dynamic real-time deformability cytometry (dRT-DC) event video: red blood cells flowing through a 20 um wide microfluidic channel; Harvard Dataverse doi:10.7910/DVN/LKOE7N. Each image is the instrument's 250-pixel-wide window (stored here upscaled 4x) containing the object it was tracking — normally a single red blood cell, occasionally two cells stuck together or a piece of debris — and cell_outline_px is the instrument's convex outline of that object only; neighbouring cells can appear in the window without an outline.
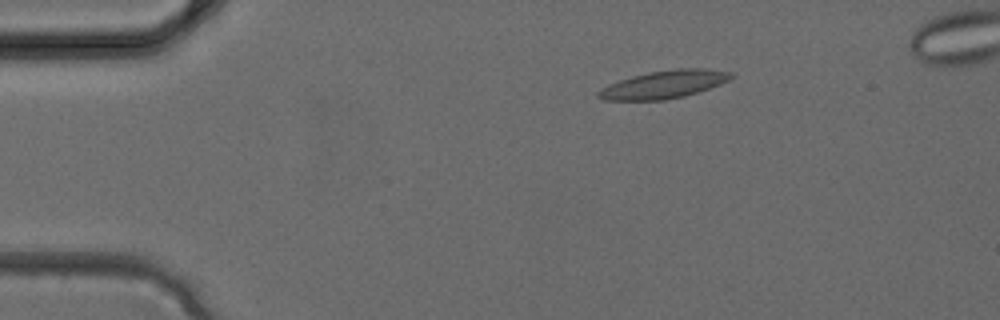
{"species": "common noctule bat (a hibernating species)", "species_latin": "Nyctalus noctula", "temperature_condition": "cold", "stored_images_in_passage": 3, "camera_frame_rate_fps": 3000, "um_per_image_px": 0.085, "animal": {"sex": "female", "body_mass_g": 24.6, "forearm_length_mm": 56.2}, "frame": {"image": 1, "passage_image": 1, "time_ms": 0.0, "image_size_px": [1000, 320], "cell_outline_px": [[732, 76], [728, 80], [720, 84], [700, 92], [684, 96], [664, 100], [604, 100], [596, 96], [596, 92], [600, 88], [608, 84], [632, 76], [648, 72], [676, 68], [708, 68], [732, 72]], "centroid_in_image_um": [56.42, 7.17], "position_along_channel_um": 28.6, "area_um2": 21.73}}